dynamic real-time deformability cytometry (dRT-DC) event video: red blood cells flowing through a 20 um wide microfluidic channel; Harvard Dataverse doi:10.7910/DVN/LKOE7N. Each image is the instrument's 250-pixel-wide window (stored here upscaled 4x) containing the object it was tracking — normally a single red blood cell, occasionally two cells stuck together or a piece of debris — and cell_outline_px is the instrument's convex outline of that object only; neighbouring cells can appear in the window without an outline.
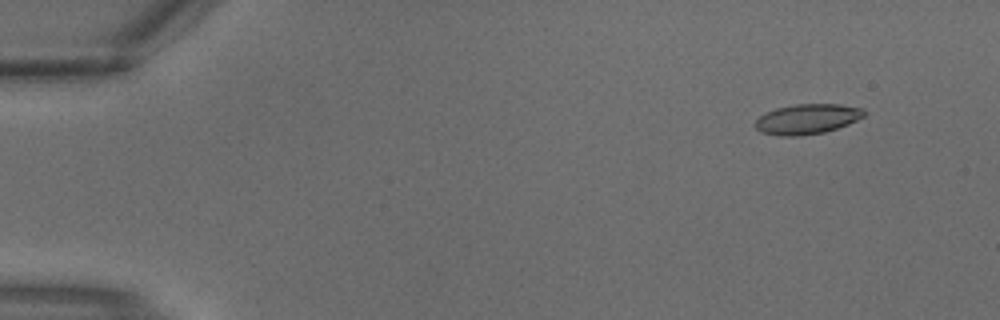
{"species": "common noctule bat (a hibernating species)", "species_latin": "Nyctalus noctula", "temperature_condition": "warm", "stored_images_in_passage": 3, "segment_of_instrument_passage": [1, 2], "camera_frame_rate_fps": 3000, "um_per_image_px": 0.085, "animal": {"sex": "male", "body_mass_g": 18.8}, "frame": {"image": 1, "passage_image": 1, "time_ms": 0.0, "image_size_px": [1000, 320], "cell_outline_px": [[864, 116], [848, 124], [824, 132], [796, 136], [780, 136], [760, 132], [756, 128], [756, 120], [760, 116], [776, 108], [796, 104], [840, 104], [864, 108]], "centroid_in_image_um": [68.61, 10.11], "position_along_channel_um": 16.4, "area_um2": 18.9}}
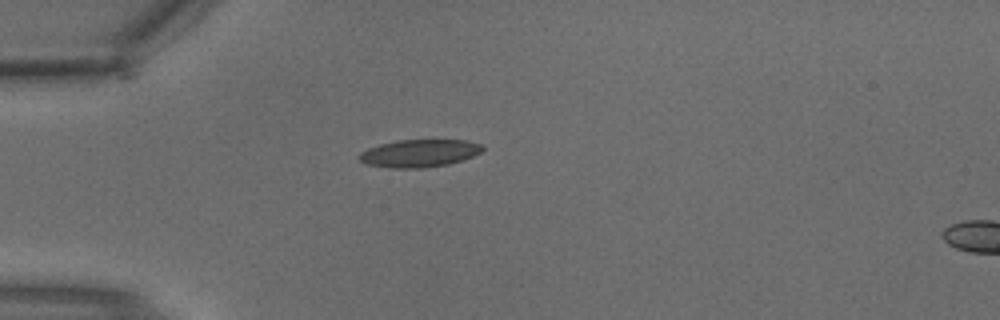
{"frame": {"image": 2, "passage_image": 2, "time_ms": 0.333, "image_size_px": [1000, 320], "cell_outline_px": [[484, 148], [480, 152], [472, 156], [448, 164], [424, 168], [388, 168], [368, 164], [360, 160], [356, 156], [360, 152], [368, 148], [380, 144], [396, 140], [464, 140], [480, 144]], "centroid_in_image_um": [35.59, 13.03], "position_along_channel_um": 49.4, "area_um2": 19.77}}